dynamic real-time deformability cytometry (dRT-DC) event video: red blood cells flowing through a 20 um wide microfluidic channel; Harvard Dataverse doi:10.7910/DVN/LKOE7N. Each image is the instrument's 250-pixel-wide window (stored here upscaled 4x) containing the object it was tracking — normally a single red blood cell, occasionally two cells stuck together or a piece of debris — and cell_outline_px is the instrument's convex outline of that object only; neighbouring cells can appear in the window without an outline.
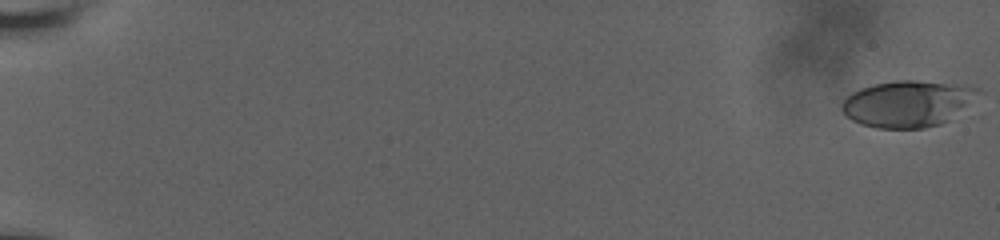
{"species": "human", "species_latin": "Homo sapiens", "temperature_condition": "room temperature", "stored_images_in_passage": 36, "camera_frame_rate_fps": 3000, "um_per_image_px": 0.085, "donor": {"sex": "male"}, "frame": {"image": 1, "passage_image": 1, "time_ms": 0.0, "image_size_px": [1000, 240], "cell_outline_px": [[984, 92], [948, 120], [940, 124], [924, 128], [876, 128], [860, 124], [852, 120], [840, 108], [840, 104], [852, 92], [860, 88], [876, 84], [896, 80], [916, 80], [964, 84], [980, 88]], "centroid_in_image_um": [77.18, 8.79], "position_along_channel_um": 7.8, "area_um2": 37.05}}
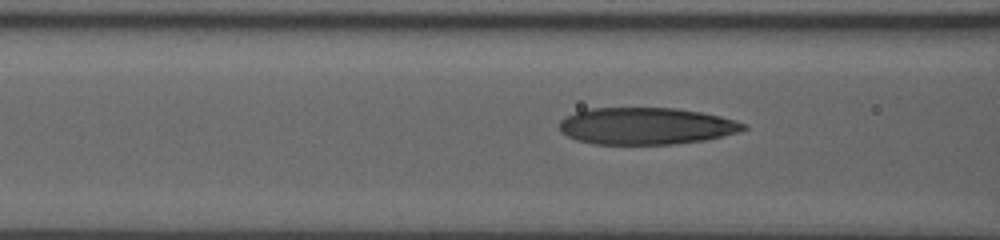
{"frame": {"image": 2, "passage_image": 26, "time_ms": 9.0, "image_size_px": [1000, 240], "cell_outline_px": [[748, 128], [740, 132], [704, 140], [672, 144], [592, 144], [576, 140], [560, 132], [560, 120], [576, 112], [592, 108], [676, 108], [700, 112], [720, 116], [736, 120], [748, 124]], "centroid_in_image_um": [54.95, 10.71], "position_along_channel_um": 111.7, "area_um2": 39.65}}
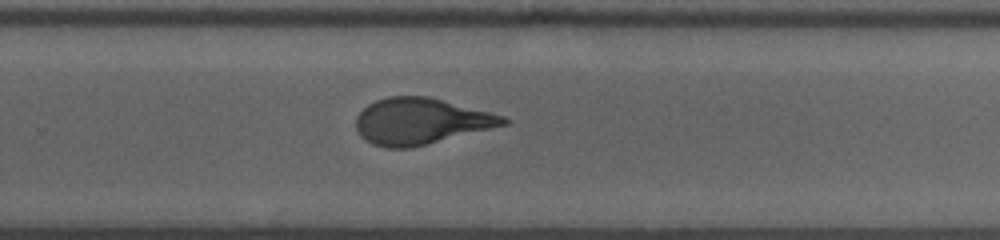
{"frame": {"image": 3, "passage_image": 36, "time_ms": 14.0, "image_size_px": [1000, 240], "cell_outline_px": [[508, 124], [412, 148], [384, 148], [372, 144], [364, 140], [360, 136], [356, 128], [356, 116], [368, 104], [376, 100], [388, 96], [428, 96], [504, 116], [508, 120]], "centroid_in_image_um": [35.72, 10.31], "position_along_channel_um": 294.1, "area_um2": 39.65}}